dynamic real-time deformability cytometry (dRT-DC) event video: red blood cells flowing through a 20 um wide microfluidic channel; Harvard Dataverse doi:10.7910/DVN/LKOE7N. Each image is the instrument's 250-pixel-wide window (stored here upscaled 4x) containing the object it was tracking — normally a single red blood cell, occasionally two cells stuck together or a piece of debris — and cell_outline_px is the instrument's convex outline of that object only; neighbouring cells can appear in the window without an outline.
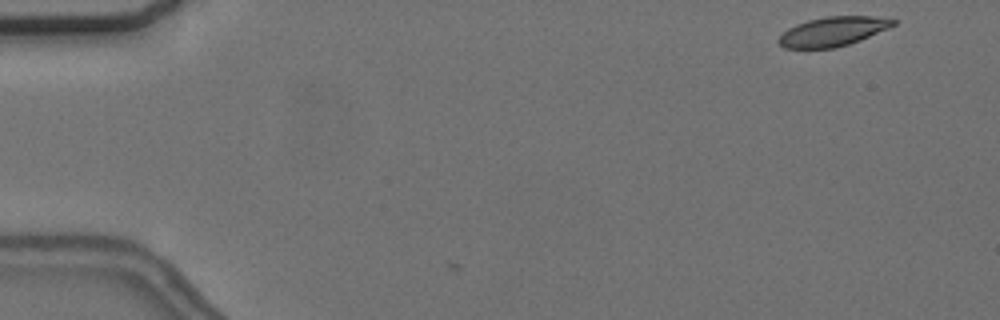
{"species": "common noctule bat (a hibernating species)", "species_latin": "Nyctalus noctula", "temperature_condition": "cold", "stored_images_in_passage": 4, "camera_frame_rate_fps": 3000, "um_per_image_px": 0.085, "animal": {"sex": "female", "body_mass_g": 24.6, "forearm_length_mm": 56.2}, "frame": {"image": 1, "passage_image": 1, "time_ms": 0.0, "image_size_px": [1000, 320], "cell_outline_px": [[896, 24], [888, 28], [860, 40], [836, 48], [784, 48], [776, 40], [788, 28], [796, 24], [808, 20], [828, 16], [872, 16], [896, 20]], "centroid_in_image_um": [70.77, 2.68], "position_along_channel_um": 14.2, "area_um2": 19.42}}